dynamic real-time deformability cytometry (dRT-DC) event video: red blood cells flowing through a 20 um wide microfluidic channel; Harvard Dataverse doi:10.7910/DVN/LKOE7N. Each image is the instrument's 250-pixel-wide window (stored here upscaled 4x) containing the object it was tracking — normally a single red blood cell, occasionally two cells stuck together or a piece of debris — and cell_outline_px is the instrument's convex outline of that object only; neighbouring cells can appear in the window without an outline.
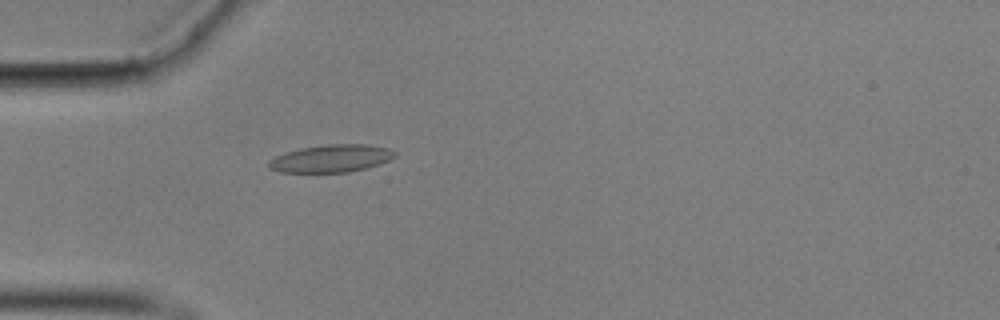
{"species": "common noctule bat (a hibernating species)", "species_latin": "Nyctalus noctula", "temperature_condition": "cold", "stored_images_in_passage": 57, "camera_frame_rate_fps": 3000, "um_per_image_px": 0.085, "animal": {"sex": "male", "body_mass_g": 17.9}, "frame": {"image": 1, "passage_image": 17, "time_ms": 5.333, "image_size_px": [1000, 320], "cell_outline_px": [[396, 156], [380, 164], [368, 168], [348, 172], [280, 172], [268, 168], [268, 160], [276, 156], [300, 148], [328, 144], [368, 144], [388, 148], [396, 152]], "centroid_in_image_um": [28.17, 13.47], "position_along_channel_um": 56.8, "area_um2": 20.29}}
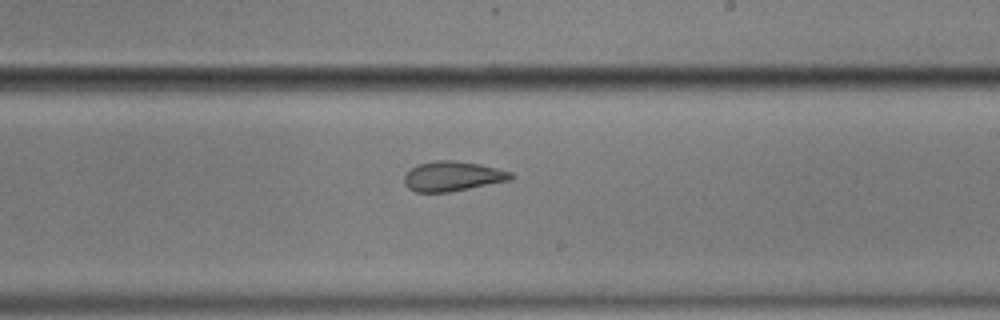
{"frame": {"image": 2, "passage_image": 34, "time_ms": 11.0, "image_size_px": [1000, 320], "cell_outline_px": [[516, 176], [512, 180], [448, 192], [416, 192], [408, 188], [404, 184], [404, 176], [412, 168], [420, 164], [436, 160], [452, 160], [480, 164], [512, 172]], "centroid_in_image_um": [38.5, 14.98], "position_along_channel_um": 250.5, "area_um2": 18.5}}
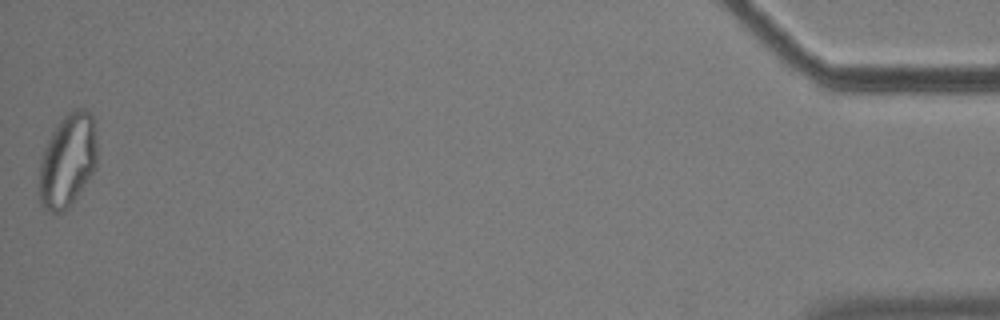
{"frame": {"image": 3, "passage_image": 57, "time_ms": 18.667, "image_size_px": [1000, 320], "cell_outline_px": [[96, 168], [68, 208], [60, 212], [44, 212], [40, 204], [40, 160], [44, 148], [52, 132], [60, 120], [68, 112], [76, 108], [84, 108], [92, 112], [96, 144]], "centroid_in_image_um": [5.74, 13.64], "position_along_channel_um": 429.5, "area_um2": 31.5}, "authors_computed_cell_mechanics": {"area_um2": 19.5364, "velocity_mm_per_s": 3.5105, "shape_relaxation_time_tau1_ms": null, "shape_relaxation_time_tau2_ms": 2.4042, "deformation_change_tau1": null, "deformation_change_tau2": 0.0862}}